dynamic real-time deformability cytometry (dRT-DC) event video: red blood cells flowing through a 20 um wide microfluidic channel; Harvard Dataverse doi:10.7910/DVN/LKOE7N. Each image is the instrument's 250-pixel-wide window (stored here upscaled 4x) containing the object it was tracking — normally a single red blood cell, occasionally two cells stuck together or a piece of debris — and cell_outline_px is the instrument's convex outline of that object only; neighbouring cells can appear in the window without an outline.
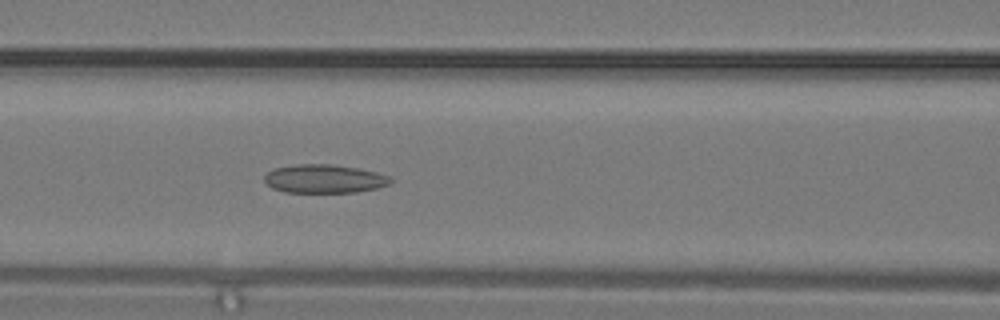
{"species": "common noctule bat (a hibernating species)", "species_latin": "Nyctalus noctula", "temperature_condition": "warm", "stored_images_in_passage": 11, "camera_frame_rate_fps": 3000, "um_per_image_px": 0.085, "animal": {"sex": "male", "body_mass_g": 19.2, "forearm_length_mm": 51.8}, "frame": {"image": 1, "passage_image": 11, "time_ms": 3.333, "image_size_px": [1000, 320], "cell_outline_px": [[392, 180], [388, 184], [376, 188], [356, 192], [284, 192], [272, 188], [264, 180], [264, 176], [268, 172], [276, 168], [296, 164], [332, 164], [356, 168], [376, 172], [388, 176]], "centroid_in_image_um": [27.54, 15.19], "position_along_channel_um": 139.1, "area_um2": 20.75}}